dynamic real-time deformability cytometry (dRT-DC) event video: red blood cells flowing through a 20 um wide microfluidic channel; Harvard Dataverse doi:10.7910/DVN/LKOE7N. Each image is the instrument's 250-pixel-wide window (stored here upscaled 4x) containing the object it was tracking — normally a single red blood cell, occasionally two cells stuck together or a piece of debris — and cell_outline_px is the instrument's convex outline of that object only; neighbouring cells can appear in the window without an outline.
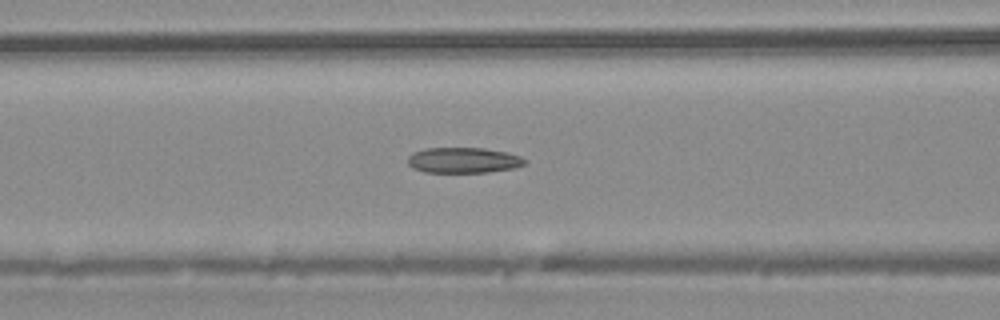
{"species": "common noctule bat (a hibernating species)", "species_latin": "Nyctalus noctula", "temperature_condition": "warm", "stored_images_in_passage": 35, "camera_frame_rate_fps": 3000, "um_per_image_px": 0.085, "animal": {"sex": "male", "body_mass_g": 20.4}, "frame": {"image": 1, "passage_image": 17, "time_ms": 5.333, "image_size_px": [1000, 320], "cell_outline_px": [[528, 160], [524, 164], [512, 168], [488, 172], [424, 172], [412, 168], [408, 164], [408, 156], [412, 152], [424, 148], [484, 148], [508, 152], [520, 156]], "centroid_in_image_um": [39.37, 13.61], "position_along_channel_um": 127.2, "area_um2": 17.51}}
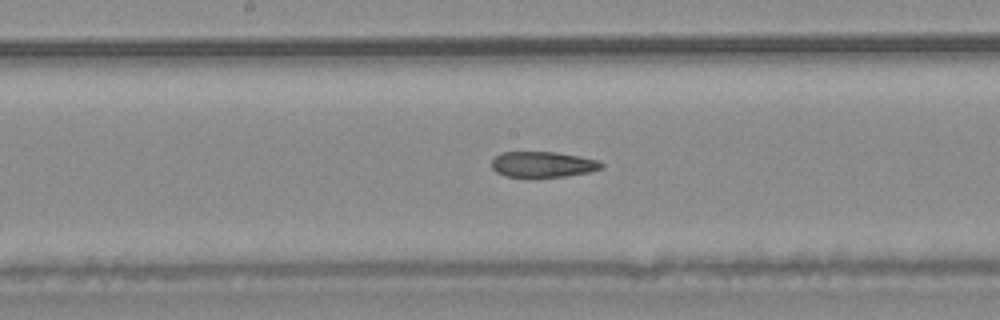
{"frame": {"image": 2, "passage_image": 22, "time_ms": 7.0, "image_size_px": [1000, 320], "cell_outline_px": [[604, 168], [592, 172], [564, 176], [504, 176], [496, 172], [492, 168], [492, 160], [500, 152], [556, 152], [580, 156], [600, 160], [604, 164]], "centroid_in_image_um": [46.2, 13.96], "position_along_channel_um": 202.0, "area_um2": 16.47}}
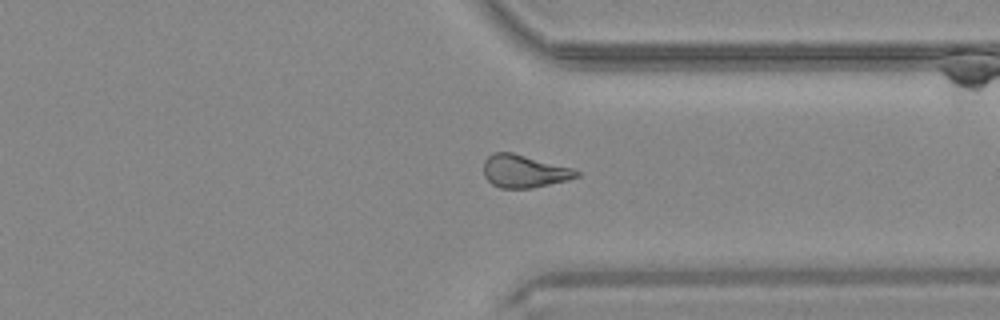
{"frame": {"image": 3, "passage_image": 33, "time_ms": 10.667, "image_size_px": [1000, 320], "cell_outline_px": [[580, 176], [568, 180], [532, 188], [500, 188], [492, 184], [484, 176], [484, 160], [488, 156], [496, 152], [512, 152], [572, 168], [580, 172]], "centroid_in_image_um": [44.55, 14.56], "position_along_channel_um": 366.8, "area_um2": 17.69}}